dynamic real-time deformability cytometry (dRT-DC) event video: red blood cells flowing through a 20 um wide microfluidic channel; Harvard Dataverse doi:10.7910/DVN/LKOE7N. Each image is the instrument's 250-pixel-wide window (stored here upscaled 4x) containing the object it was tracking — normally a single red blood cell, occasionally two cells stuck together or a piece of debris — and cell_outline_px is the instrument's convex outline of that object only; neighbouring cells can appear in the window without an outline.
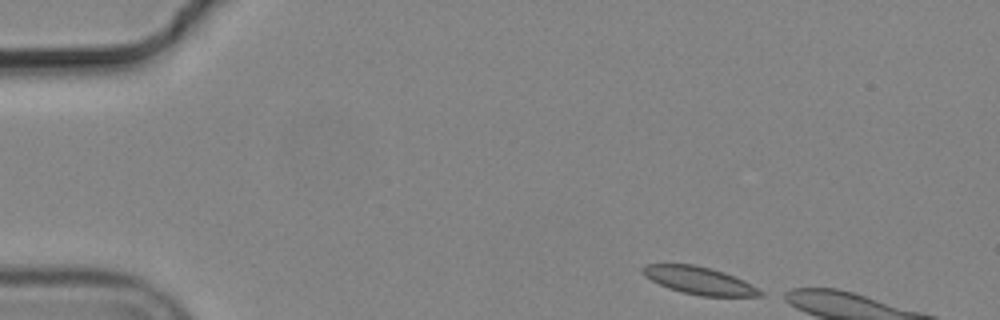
{"species": "common noctule bat (a hibernating species)", "species_latin": "Nyctalus noctula", "temperature_condition": "cold", "stored_images_in_passage": 9, "camera_frame_rate_fps": 3000, "um_per_image_px": 0.085, "animal": {"sex": "male", "body_mass_g": 19.2, "forearm_length_mm": 51.8}, "frame": {"image": 1, "passage_image": 1, "time_ms": 0.0, "image_size_px": [1000, 320], "cell_outline_px": [[764, 296], [700, 296], [668, 288], [644, 276], [640, 268], [644, 264], [692, 264], [724, 272], [764, 292]], "centroid_in_image_um": [59.37, 23.84], "position_along_channel_um": 25.6, "area_um2": 18.44}}